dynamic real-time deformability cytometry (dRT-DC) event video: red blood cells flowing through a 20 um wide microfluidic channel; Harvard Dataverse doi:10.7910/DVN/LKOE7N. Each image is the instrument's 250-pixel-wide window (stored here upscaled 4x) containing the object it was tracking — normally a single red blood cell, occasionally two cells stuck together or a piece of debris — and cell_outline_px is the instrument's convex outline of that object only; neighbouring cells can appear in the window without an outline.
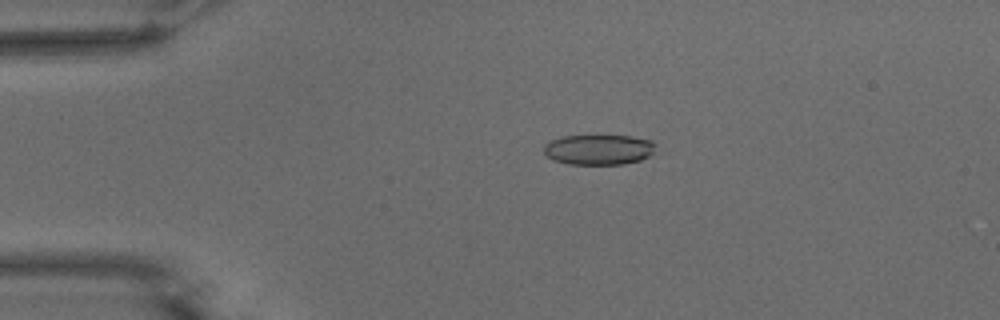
{"species": "common noctule bat (a hibernating species)", "species_latin": "Nyctalus noctula", "temperature_condition": "warm", "stored_images_in_passage": 55, "camera_frame_rate_fps": 3000, "um_per_image_px": 0.085, "animal": {"sex": "male", "body_mass_g": 15.6}, "frame": {"image": 1, "passage_image": 12, "time_ms": 3.667, "image_size_px": [1000, 320], "cell_outline_px": [[656, 144], [652, 152], [648, 156], [640, 160], [624, 164], [568, 164], [552, 160], [544, 152], [544, 144], [560, 136], [632, 136], [652, 140]], "centroid_in_image_um": [50.88, 12.71], "position_along_channel_um": 34.1, "area_um2": 19.71}}
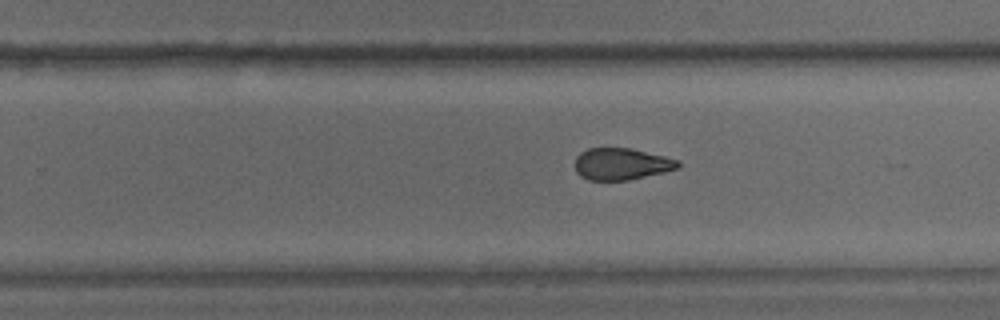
{"frame": {"image": 2, "passage_image": 35, "time_ms": 11.333, "image_size_px": [1000, 320], "cell_outline_px": [[680, 168], [664, 172], [628, 180], [588, 180], [580, 176], [576, 172], [576, 156], [580, 152], [588, 148], [632, 148], [680, 160]], "centroid_in_image_um": [52.83, 13.93], "position_along_channel_um": 277.0, "area_um2": 19.19}}
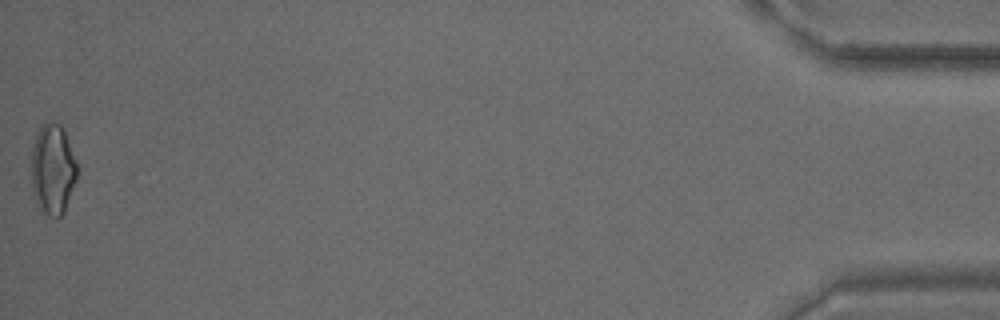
{"frame": {"image": 3, "passage_image": 55, "time_ms": 18.0, "image_size_px": [1000, 320], "cell_outline_px": [[76, 180], [64, 212], [56, 220], [40, 212], [36, 204], [32, 188], [32, 148], [36, 136], [40, 128], [44, 124], [60, 124], [64, 132], [76, 160]], "centroid_in_image_um": [4.47, 14.49], "position_along_channel_um": 430.7, "area_um2": 23.87}, "authors_computed_cell_mechanics": {"area_um2": 20.7502, "velocity_mm_per_s": 3.7287, "shape_relaxation_time_tau1_ms": 8.3903, "shape_relaxation_time_tau2_ms": 1.94, "deformation_change_tau1": 0.178, "deformation_change_tau2": 0.0778}}